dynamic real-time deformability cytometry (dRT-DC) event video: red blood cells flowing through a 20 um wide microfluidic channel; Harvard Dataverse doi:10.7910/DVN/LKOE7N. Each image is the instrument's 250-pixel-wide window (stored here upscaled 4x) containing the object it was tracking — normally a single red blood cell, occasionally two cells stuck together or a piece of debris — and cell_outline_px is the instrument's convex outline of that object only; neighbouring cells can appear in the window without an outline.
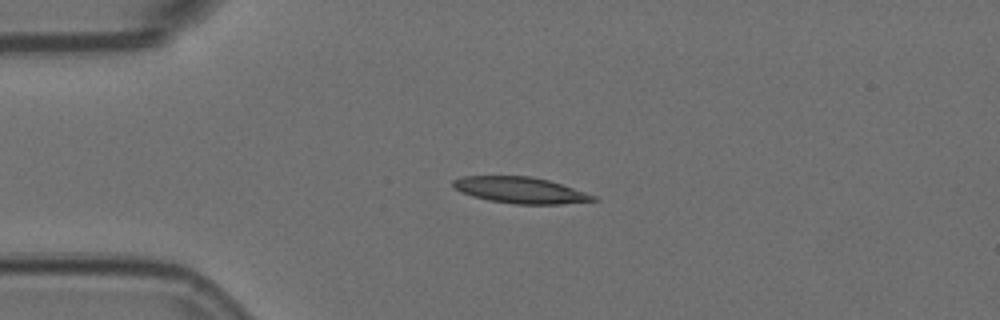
{"species": "Egyptian fruit bat (a non-hibernating species)", "species_latin": "Rousettus aegyptiacus", "temperature_condition": "room temperature", "stored_images_in_passage": 2, "camera_frame_rate_fps": 3000, "um_per_image_px": 0.085, "animal": {"sex": "female"}, "frame": {"image": 1, "passage_image": 1, "time_ms": 0.0, "image_size_px": [1000, 320], "cell_outline_px": [[600, 200], [560, 204], [512, 204], [488, 200], [472, 196], [460, 192], [452, 188], [452, 180], [464, 176], [532, 176], [548, 180], [596, 196]], "centroid_in_image_um": [44.18, 16.17], "position_along_channel_um": 40.8, "area_um2": 21.44}}